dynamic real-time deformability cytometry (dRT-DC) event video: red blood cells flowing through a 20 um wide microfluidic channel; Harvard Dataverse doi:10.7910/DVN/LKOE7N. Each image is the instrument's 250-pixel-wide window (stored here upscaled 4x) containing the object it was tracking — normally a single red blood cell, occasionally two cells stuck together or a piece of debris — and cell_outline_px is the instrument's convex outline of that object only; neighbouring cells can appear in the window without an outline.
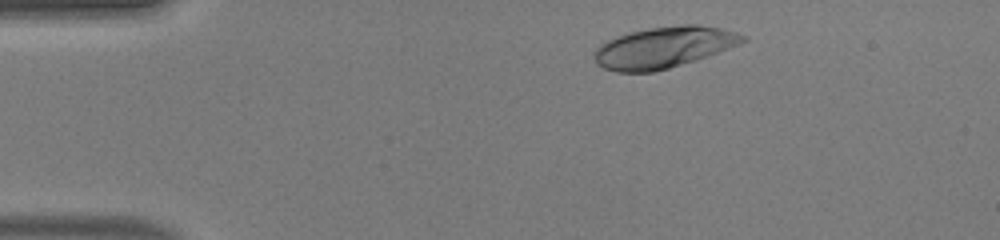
{"species": "human", "species_latin": "Homo sapiens", "temperature_condition": "warm", "stored_images_in_passage": 44, "camera_frame_rate_fps": 3000, "um_per_image_px": 0.085, "donor": {"sex": "male"}, "frame": {"image": 1, "passage_image": 4, "time_ms": 1.0, "image_size_px": [1000, 240], "cell_outline_px": [[748, 40], [740, 44], [708, 56], [696, 60], [668, 68], [652, 72], [616, 72], [604, 68], [596, 64], [592, 56], [592, 52], [600, 44], [616, 36], [628, 32], [648, 28], [680, 24], [696, 24], [720, 28], [736, 32], [748, 36]], "centroid_in_image_um": [56.4, 4.02], "position_along_channel_um": 28.6, "area_um2": 36.01}}
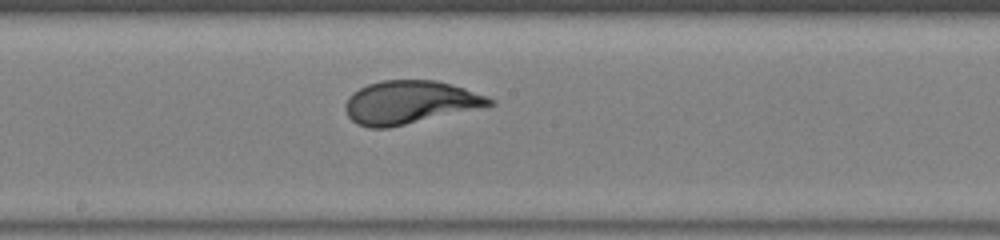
{"frame": {"image": 2, "passage_image": 22, "time_ms": 7.0, "image_size_px": [1000, 240], "cell_outline_px": [[496, 104], [388, 128], [368, 128], [356, 124], [348, 116], [344, 108], [344, 104], [348, 96], [352, 92], [368, 84], [384, 80], [436, 80], [464, 88], [488, 96], [496, 100]], "centroid_in_image_um": [34.8, 8.69], "position_along_channel_um": 213.4, "area_um2": 36.18}}
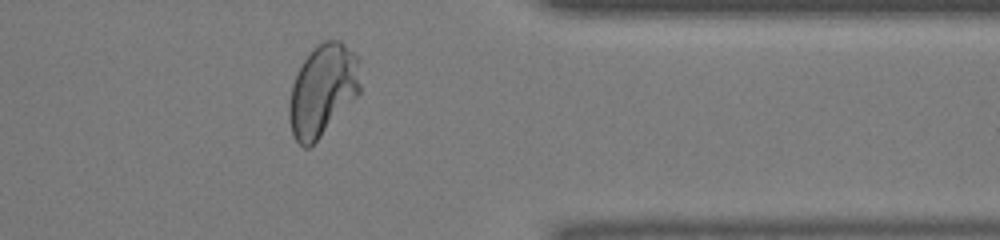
{"frame": {"image": 3, "passage_image": 35, "time_ms": 11.333, "image_size_px": [1000, 240], "cell_outline_px": [[360, 92], [320, 136], [308, 148], [304, 148], [296, 140], [292, 132], [288, 116], [288, 104], [292, 84], [308, 52], [312, 48], [324, 40], [340, 40], [360, 56]], "centroid_in_image_um": [27.44, 7.61], "position_along_channel_um": 384.0, "area_um2": 37.97}, "authors_computed_cell_mechanics": {"area_um2": 35.8071, "velocity_mm_per_s": 4.2089, "shape_relaxation_time_tau1_ms": 3.4475, "shape_relaxation_time_tau2_ms": null, "deformation_change_tau1": 0.2031, "deformation_change_tau2": null}}